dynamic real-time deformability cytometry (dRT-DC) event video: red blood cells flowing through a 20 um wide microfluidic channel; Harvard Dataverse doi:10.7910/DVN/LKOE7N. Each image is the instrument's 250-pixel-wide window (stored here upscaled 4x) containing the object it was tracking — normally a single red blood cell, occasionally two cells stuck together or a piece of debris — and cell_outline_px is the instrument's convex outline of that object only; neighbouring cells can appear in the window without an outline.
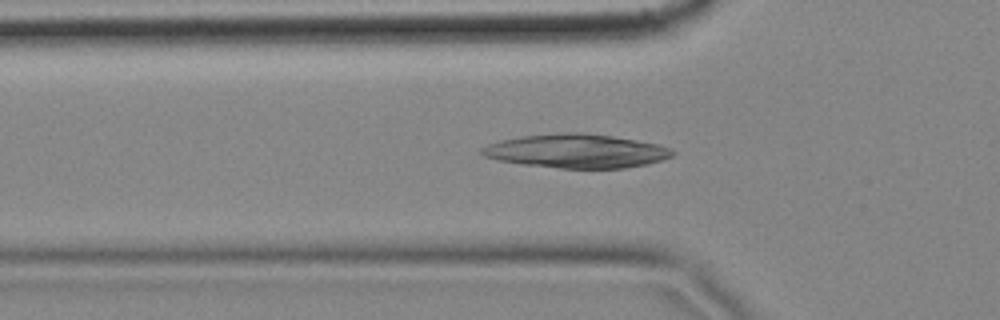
{"species": "common noctule bat (a hibernating species)", "species_latin": "Nyctalus noctula", "temperature_condition": "cold", "stored_images_in_passage": 53, "camera_frame_rate_fps": 3000, "um_per_image_px": 0.085, "animal": {"sex": "female", "body_mass_g": 18.4}, "frame": {"image": 1, "passage_image": 14, "time_ms": 4.333, "image_size_px": [1000, 320], "cell_outline_px": [[676, 152], [672, 156], [648, 164], [624, 168], [560, 168], [524, 164], [500, 160], [484, 156], [480, 152], [480, 148], [488, 144], [500, 140], [520, 136], [568, 132], [580, 132], [612, 136], [656, 144], [672, 148]], "centroid_in_image_um": [48.99, 12.83], "position_along_channel_um": 76.8, "area_um2": 37.34}}
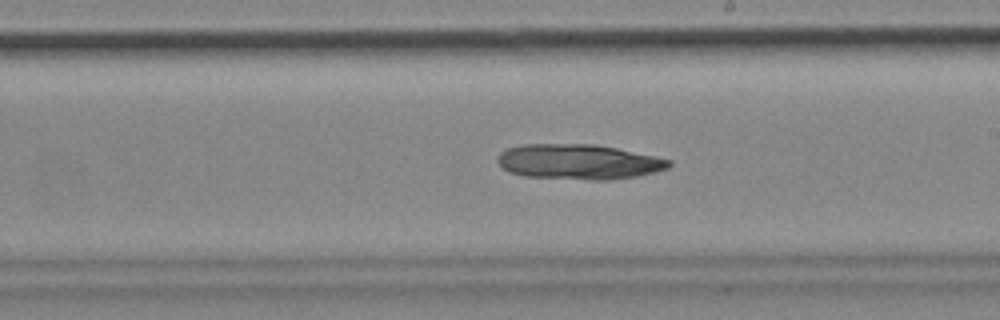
{"frame": {"image": 2, "passage_image": 28, "time_ms": 9.0, "image_size_px": [1000, 320], "cell_outline_px": [[672, 164], [668, 168], [636, 176], [612, 180], [592, 180], [524, 176], [508, 172], [496, 160], [500, 152], [508, 148], [524, 144], [592, 144], [616, 148], [656, 156], [672, 160]], "centroid_in_image_um": [49.18, 13.75], "position_along_channel_um": 239.8, "area_um2": 35.08}}
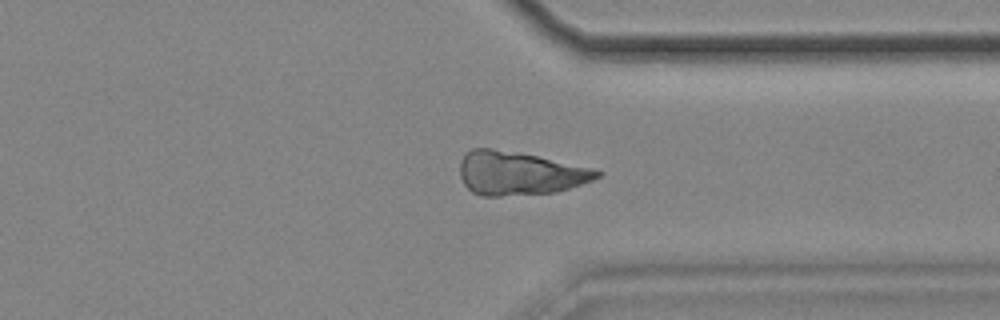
{"frame": {"image": 3, "passage_image": 39, "time_ms": 12.667, "image_size_px": [1000, 320], "cell_outline_px": [[604, 172], [600, 176], [592, 180], [568, 188], [552, 192], [500, 196], [484, 196], [472, 192], [464, 184], [460, 176], [460, 160], [472, 148], [492, 148], [516, 152], [536, 156], [592, 168]], "centroid_in_image_um": [44.12, 14.72], "position_along_channel_um": 367.3, "area_um2": 34.33}}